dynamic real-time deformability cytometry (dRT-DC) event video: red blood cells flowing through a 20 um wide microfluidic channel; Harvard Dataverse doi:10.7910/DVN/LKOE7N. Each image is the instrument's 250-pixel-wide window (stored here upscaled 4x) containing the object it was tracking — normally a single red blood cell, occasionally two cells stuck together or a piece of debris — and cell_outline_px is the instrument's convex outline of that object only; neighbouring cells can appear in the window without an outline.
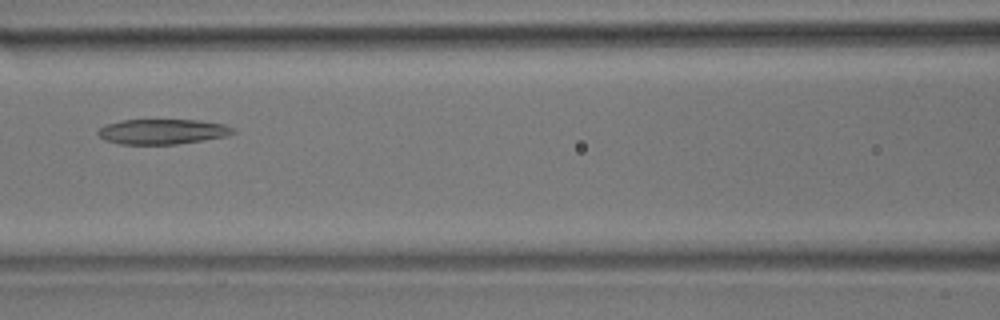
{"species": "common noctule bat (a hibernating species)", "species_latin": "Nyctalus noctula", "temperature_condition": "room temperature", "stored_images_in_passage": 44, "camera_frame_rate_fps": 3000, "um_per_image_px": 0.085, "animal": {"sex": "male", "body_mass_g": 17.9}, "frame": {"image": 1, "passage_image": 15, "time_ms": 4.667, "image_size_px": [1000, 320], "cell_outline_px": [[236, 132], [228, 136], [176, 144], [120, 144], [104, 140], [96, 132], [104, 124], [120, 120], [200, 120], [224, 124], [232, 128]], "centroid_in_image_um": [13.78, 11.18], "position_along_channel_um": 152.8, "area_um2": 19.83}}
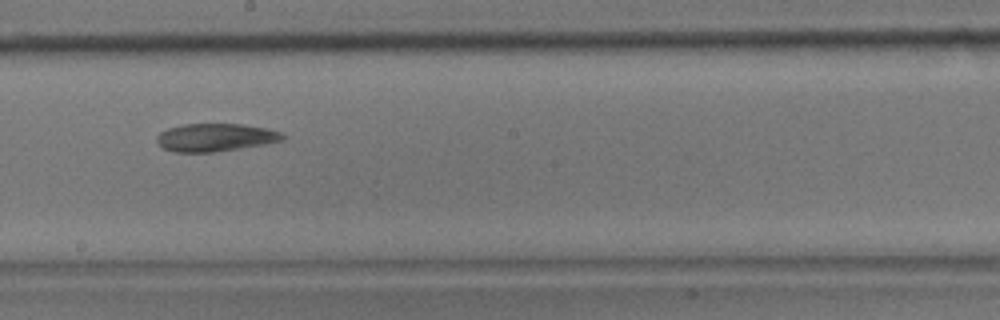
{"frame": {"image": 2, "passage_image": 21, "time_ms": 6.667, "image_size_px": [1000, 320], "cell_outline_px": [[284, 140], [264, 144], [216, 152], [176, 152], [164, 148], [156, 144], [156, 136], [160, 132], [168, 128], [184, 124], [244, 124], [268, 128], [280, 132], [284, 136]], "centroid_in_image_um": [18.29, 11.68], "position_along_channel_um": 229.9, "area_um2": 20.52}}
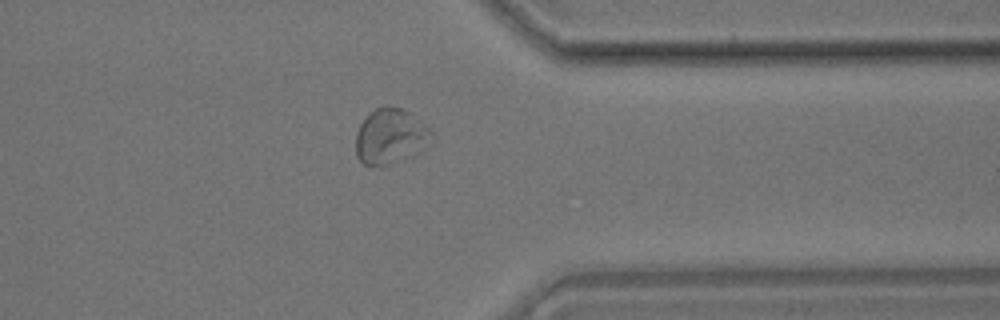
{"frame": {"image": 3, "passage_image": 33, "time_ms": 10.667, "image_size_px": [1000, 320], "cell_outline_px": [[432, 132], [392, 160], [384, 164], [368, 168], [356, 156], [356, 132], [364, 116], [376, 108], [384, 104], [400, 108], [408, 112], [420, 120]], "centroid_in_image_um": [32.93, 11.47], "position_along_channel_um": 378.5, "area_um2": 22.2}, "authors_computed_cell_mechanics": {"area_um2": 22.5709, "velocity_mm_per_s": 3.8701, "shape_relaxation_time_tau1_ms": null, "shape_relaxation_time_tau2_ms": 10.7554, "deformation_change_tau1": null, "deformation_change_tau2": 0.1673}}